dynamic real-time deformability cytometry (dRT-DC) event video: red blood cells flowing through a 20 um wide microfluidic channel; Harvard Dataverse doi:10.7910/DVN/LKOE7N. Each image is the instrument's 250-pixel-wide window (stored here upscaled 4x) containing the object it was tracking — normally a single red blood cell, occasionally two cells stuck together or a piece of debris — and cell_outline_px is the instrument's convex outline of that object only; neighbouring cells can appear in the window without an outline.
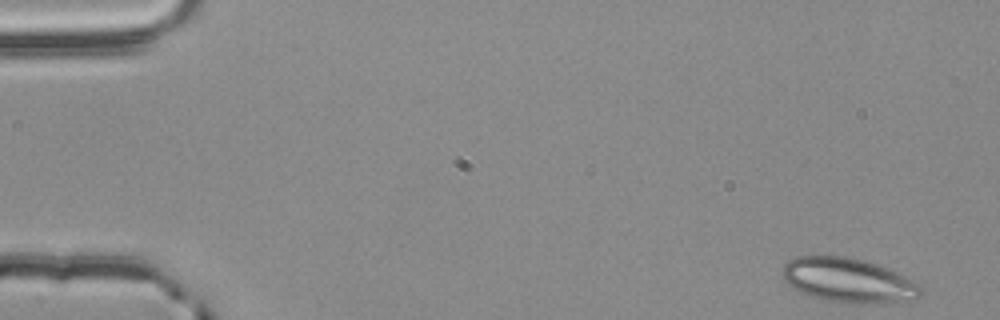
{"species": "common noctule bat (a hibernating species)", "species_latin": "Nyctalus noctula", "temperature_condition": "room temperature", "stored_images_in_passage": 54, "camera_frame_rate_fps": 3000, "um_per_image_px": 0.085, "animal": {"sex": "male", "body_mass_g": 20.4}, "frame": {"image": 1, "passage_image": 1, "time_ms": 0.0, "image_size_px": [1000, 320], "cell_outline_px": [[924, 288], [920, 296], [916, 300], [876, 304], [860, 304], [820, 300], [800, 292], [792, 288], [784, 280], [780, 268], [788, 260], [796, 256], [844, 256], [876, 264], [896, 272], [904, 276]], "centroid_in_image_um": [72.08, 23.85], "position_along_channel_um": 12.9, "area_um2": 36.24}}
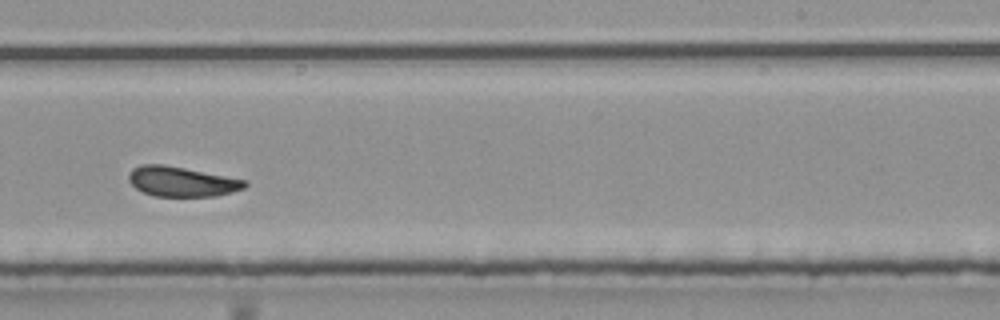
{"frame": {"image": 2, "passage_image": 33, "time_ms": 10.667, "image_size_px": [1000, 320], "cell_outline_px": [[248, 184], [244, 188], [232, 192], [216, 196], [156, 196], [144, 192], [136, 188], [128, 180], [128, 172], [132, 168], [140, 164], [164, 164], [248, 180]], "centroid_in_image_um": [15.44, 15.42], "position_along_channel_um": 273.6, "area_um2": 20.35}}
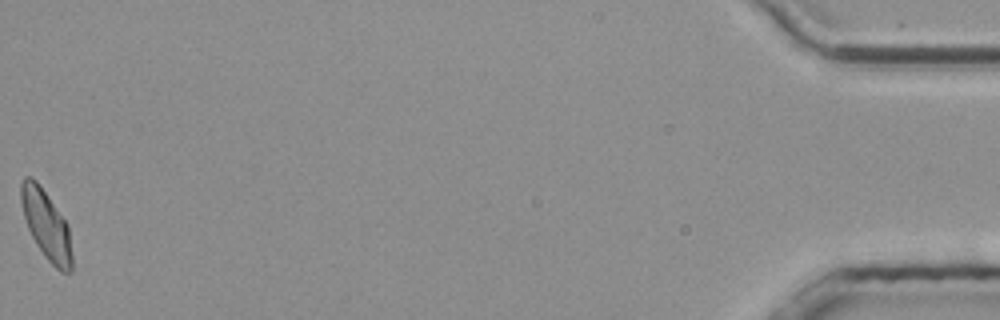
{"frame": {"image": 3, "passage_image": 54, "time_ms": 17.667, "image_size_px": [1000, 320], "cell_outline_px": [[72, 272], [60, 272], [44, 256], [36, 244], [28, 228], [24, 216], [20, 200], [20, 184], [24, 176], [32, 176], [36, 180], [68, 224], [72, 256]], "centroid_in_image_um": [3.93, 19.11], "position_along_channel_um": 431.3, "area_um2": 20.46}, "authors_computed_cell_mechanics": {"area_um2": 20.8947, "velocity_mm_per_s": 3.7439, "shape_relaxation_time_tau1_ms": null, "shape_relaxation_time_tau2_ms": 2.555, "deformation_change_tau1": null, "deformation_change_tau2": 0.0935}}